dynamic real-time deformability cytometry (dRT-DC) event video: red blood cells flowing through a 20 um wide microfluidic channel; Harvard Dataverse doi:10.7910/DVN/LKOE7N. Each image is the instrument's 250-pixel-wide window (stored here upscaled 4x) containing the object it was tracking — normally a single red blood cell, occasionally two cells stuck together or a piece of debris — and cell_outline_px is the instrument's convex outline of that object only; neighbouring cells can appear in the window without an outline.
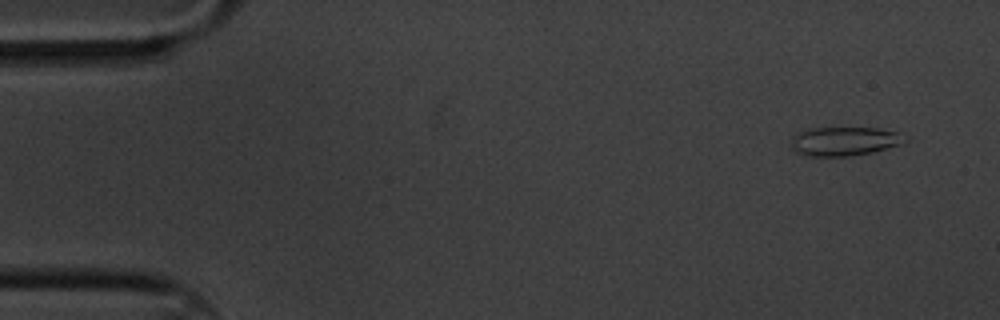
{"species": "common noctule bat (a hibernating species)", "species_latin": "Nyctalus noctula", "temperature_condition": "cold", "stored_images_in_passage": 6, "camera_frame_rate_fps": 3000, "um_per_image_px": 0.085, "animal": {"sex": "male", "body_mass_g": 20.1, "forearm_length_mm": 53.5}, "frame": {"image": 1, "passage_image": 1, "time_ms": 0.0, "image_size_px": [1000, 320], "cell_outline_px": [[908, 140], [904, 144], [872, 152], [852, 156], [808, 156], [796, 152], [788, 144], [792, 136], [808, 128], [876, 128], [896, 132], [908, 136]], "centroid_in_image_um": [71.78, 12.01], "position_along_channel_um": 13.2, "area_um2": 19.48}}
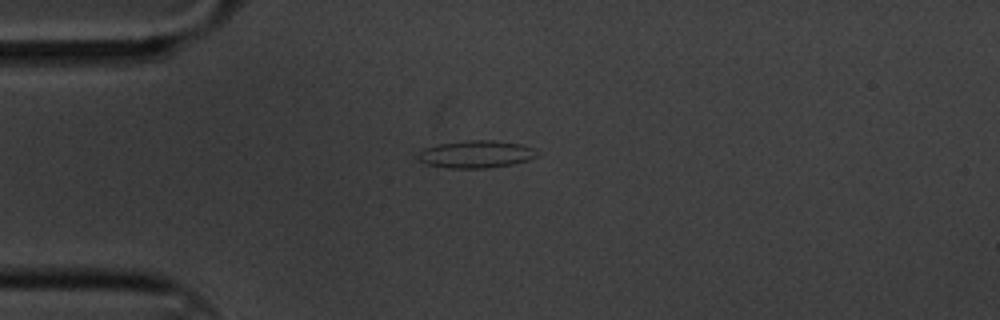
{"frame": {"image": 2, "passage_image": 4, "time_ms": 1.0, "image_size_px": [1000, 320], "cell_outline_px": [[540, 152], [536, 156], [528, 160], [512, 164], [488, 168], [448, 168], [428, 164], [416, 160], [416, 156], [424, 148], [440, 144], [468, 140], [492, 140], [520, 144], [532, 148]], "centroid_in_image_um": [40.45, 13.11], "position_along_channel_um": 44.5, "area_um2": 18.96}}
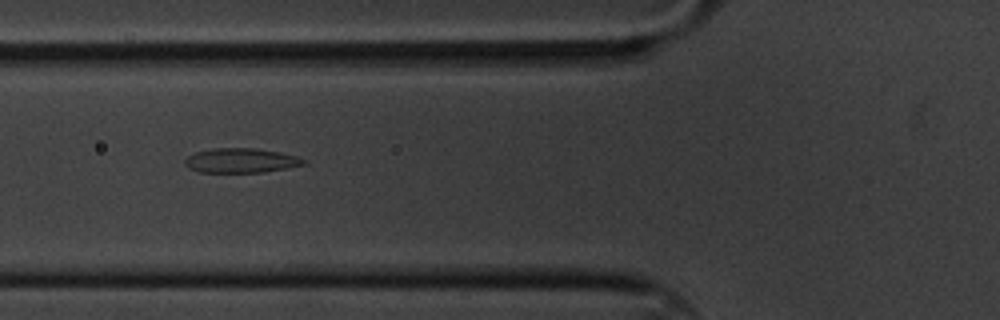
{"frame": {"image": 3, "passage_image": 6, "time_ms": 1.667, "image_size_px": [1000, 320], "cell_outline_px": [[308, 160], [304, 164], [288, 168], [264, 172], [200, 172], [188, 168], [184, 164], [184, 160], [188, 156], [196, 152], [212, 148], [256, 148], [280, 152], [296, 156]], "centroid_in_image_um": [20.48, 13.64], "position_along_channel_um": 105.3, "area_um2": 17.05}}